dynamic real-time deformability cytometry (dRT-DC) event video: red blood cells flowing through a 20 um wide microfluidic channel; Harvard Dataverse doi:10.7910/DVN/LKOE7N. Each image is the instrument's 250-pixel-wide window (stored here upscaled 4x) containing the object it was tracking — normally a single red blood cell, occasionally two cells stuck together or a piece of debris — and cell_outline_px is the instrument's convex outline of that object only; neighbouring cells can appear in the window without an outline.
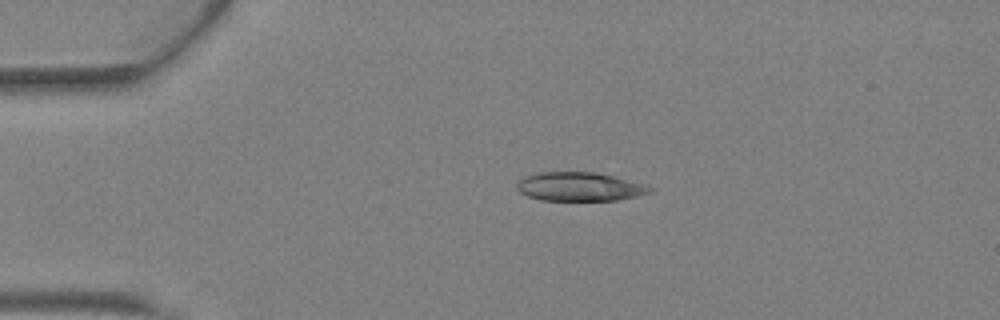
{"species": "Egyptian fruit bat (a non-hibernating species)", "species_latin": "Rousettus aegyptiacus", "temperature_condition": "warm", "stored_images_in_passage": 15, "camera_frame_rate_fps": 3000, "um_per_image_px": 0.085, "animal": {"sex": "female"}, "frame": {"image": 1, "passage_image": 1, "time_ms": 0.0, "image_size_px": [1000, 320], "cell_outline_px": [[656, 188], [652, 192], [636, 196], [616, 200], [540, 200], [528, 196], [520, 192], [516, 188], [516, 184], [520, 180], [528, 176], [540, 172], [596, 172], [616, 176], [644, 184]], "centroid_in_image_um": [49.31, 15.86], "position_along_channel_um": 35.7, "area_um2": 22.31}}
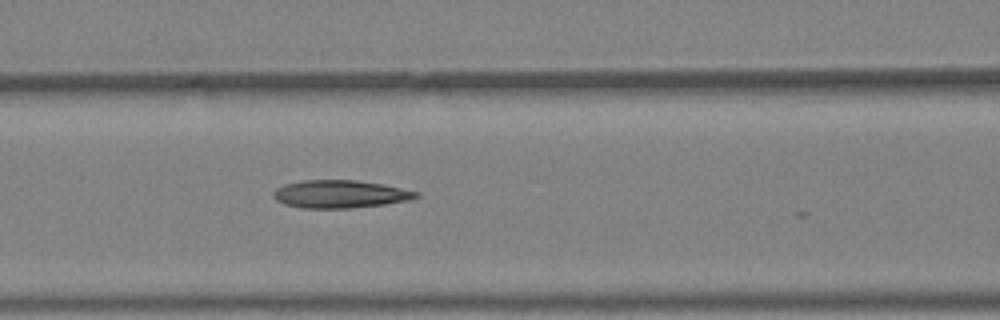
{"frame": {"image": 2, "passage_image": 10, "time_ms": 3.0, "image_size_px": [1000, 320], "cell_outline_px": [[420, 196], [412, 200], [384, 204], [348, 208], [300, 208], [284, 204], [276, 200], [272, 196], [272, 192], [276, 188], [284, 184], [300, 180], [356, 180], [380, 184], [420, 192]], "centroid_in_image_um": [28.87, 16.5], "position_along_channel_um": 137.7, "area_um2": 23.24}}
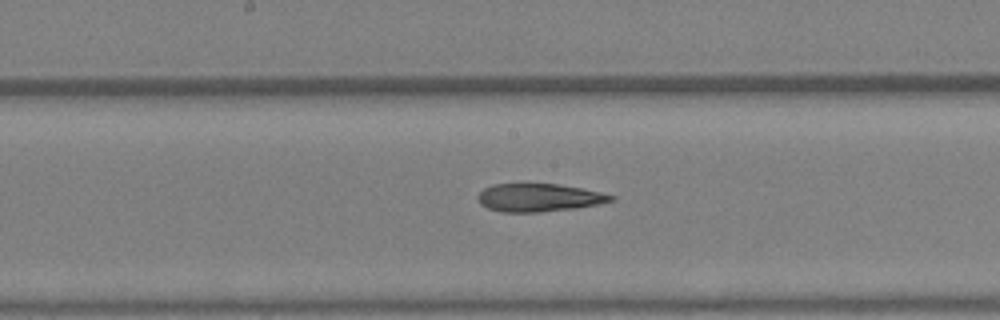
{"frame": {"image": 3, "passage_image": 14, "time_ms": 4.333, "image_size_px": [1000, 320], "cell_outline_px": [[616, 200], [600, 204], [572, 208], [540, 212], [504, 212], [488, 208], [480, 204], [480, 192], [484, 188], [492, 184], [556, 184], [580, 188], [600, 192], [616, 196]], "centroid_in_image_um": [45.84, 16.8], "position_along_channel_um": 202.4, "area_um2": 21.44}}